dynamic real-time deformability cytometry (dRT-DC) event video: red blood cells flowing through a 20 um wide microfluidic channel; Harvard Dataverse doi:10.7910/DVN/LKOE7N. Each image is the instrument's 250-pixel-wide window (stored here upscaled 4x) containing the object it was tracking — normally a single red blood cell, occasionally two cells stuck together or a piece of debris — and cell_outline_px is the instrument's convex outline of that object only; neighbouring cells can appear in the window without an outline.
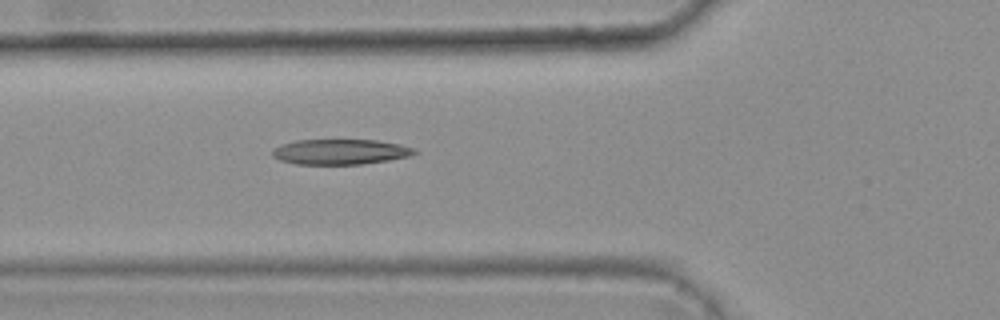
{"species": "common noctule bat (a hibernating species)", "species_latin": "Nyctalus noctula", "temperature_condition": "warm", "stored_images_in_passage": 5, "camera_frame_rate_fps": 3000, "um_per_image_px": 0.085, "animal": {"sex": "female", "body_mass_g": 25.1}, "frame": {"image": 1, "passage_image": 5, "time_ms": 1.333, "image_size_px": [1000, 320], "cell_outline_px": [[420, 152], [412, 156], [388, 160], [360, 164], [296, 164], [280, 160], [272, 156], [272, 148], [280, 144], [296, 140], [376, 140], [400, 144], [416, 148]], "centroid_in_image_um": [28.95, 12.9], "position_along_channel_um": 96.9, "area_um2": 21.15}}